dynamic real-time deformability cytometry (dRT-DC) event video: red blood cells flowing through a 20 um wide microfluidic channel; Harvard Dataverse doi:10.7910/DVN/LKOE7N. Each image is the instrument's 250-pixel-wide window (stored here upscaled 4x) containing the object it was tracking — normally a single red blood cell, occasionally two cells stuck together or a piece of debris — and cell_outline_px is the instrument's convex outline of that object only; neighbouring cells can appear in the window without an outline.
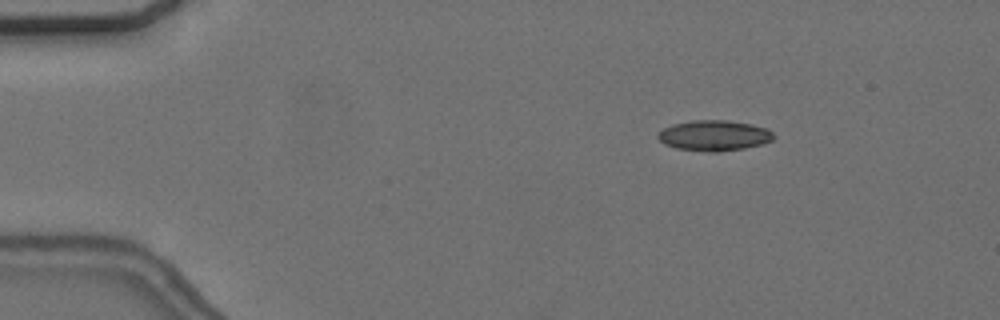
{"species": "common noctule bat (a hibernating species)", "species_latin": "Nyctalus noctula", "temperature_condition": "cold", "stored_images_in_passage": 57, "camera_frame_rate_fps": 3000, "um_per_image_px": 0.085, "animal": {"sex": "female", "body_mass_g": 24.6, "forearm_length_mm": 56.2}, "frame": {"image": 1, "passage_image": 9, "time_ms": 2.667, "image_size_px": [1000, 320], "cell_outline_px": [[776, 136], [772, 140], [764, 144], [744, 148], [716, 152], [708, 152], [676, 148], [664, 144], [656, 136], [664, 128], [672, 124], [692, 120], [728, 120], [752, 124], [768, 128]], "centroid_in_image_um": [60.73, 11.51], "position_along_channel_um": 24.3, "area_um2": 20.75}}
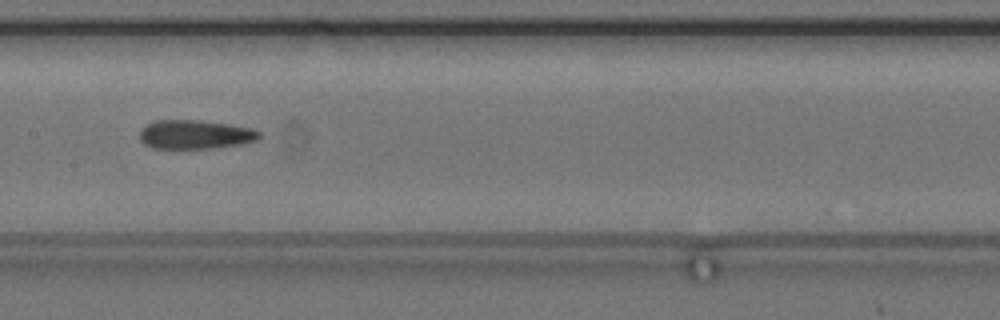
{"frame": {"image": 2, "passage_image": 29, "time_ms": 9.333, "image_size_px": [1000, 320], "cell_outline_px": [[264, 132], [260, 140], [240, 144], [216, 148], [152, 148], [144, 144], [140, 140], [140, 128], [144, 124], [156, 120], [200, 120], [228, 124], [252, 128]], "centroid_in_image_um": [16.62, 11.42], "position_along_channel_um": 190.8, "area_um2": 20.58}}
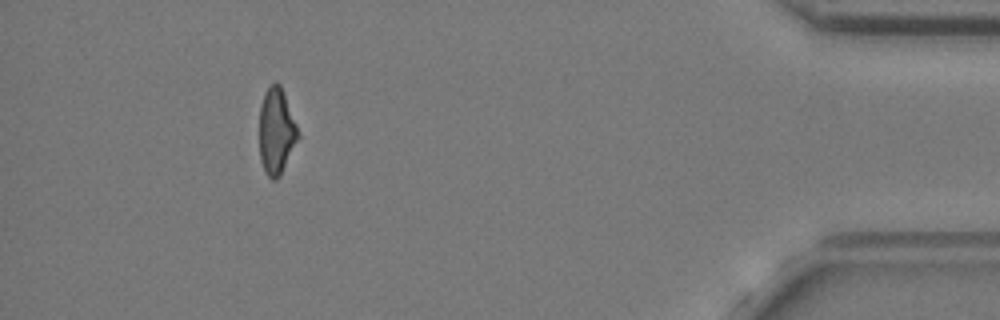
{"frame": {"image": 3, "passage_image": 52, "time_ms": 17.0, "image_size_px": [1000, 320], "cell_outline_px": [[300, 136], [280, 176], [276, 180], [272, 180], [264, 172], [260, 160], [260, 104], [264, 92], [268, 84], [276, 80], [280, 84], [300, 132]], "centroid_in_image_um": [23.49, 11.13], "position_along_channel_um": 411.7, "area_um2": 19.77}, "authors_computed_cell_mechanics": {"area_um2": 20.5768, "velocity_mm_per_s": 3.6496, "shape_relaxation_time_tau1_ms": null, "shape_relaxation_time_tau2_ms": 5.5416, "deformation_change_tau1": null, "deformation_change_tau2": 0.1445}}